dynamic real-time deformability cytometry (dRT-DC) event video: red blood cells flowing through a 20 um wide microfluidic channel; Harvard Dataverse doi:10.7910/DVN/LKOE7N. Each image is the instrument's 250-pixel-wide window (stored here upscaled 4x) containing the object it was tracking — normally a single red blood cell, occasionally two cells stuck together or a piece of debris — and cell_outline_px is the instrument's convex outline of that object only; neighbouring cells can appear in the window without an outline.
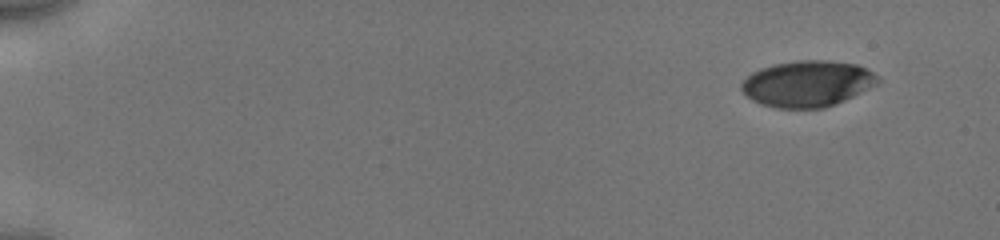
{"species": "human", "species_latin": "Homo sapiens", "temperature_condition": "cold", "stored_images_in_passage": 50, "camera_frame_rate_fps": 3000, "um_per_image_px": 0.085, "donor": {"sex": "male"}, "frame": {"image": 1, "passage_image": 1, "time_ms": 0.0, "image_size_px": [1000, 240], "cell_outline_px": [[880, 80], [876, 84], [844, 100], [824, 108], [776, 108], [760, 104], [752, 100], [740, 88], [740, 84], [752, 72], [760, 68], [772, 64], [796, 60], [828, 60], [856, 64], [868, 68]], "centroid_in_image_um": [68.6, 7.1], "position_along_channel_um": 16.4, "area_um2": 36.59}}
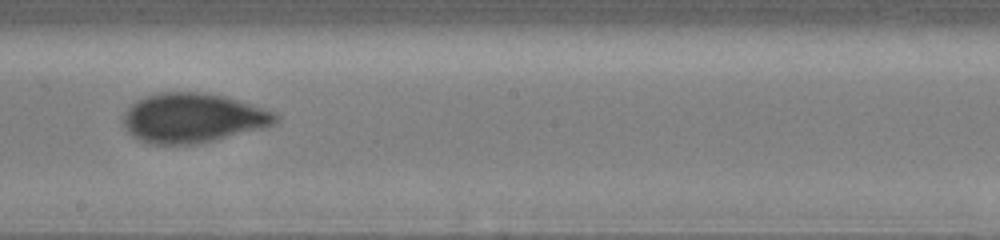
{"frame": {"image": 2, "passage_image": 29, "time_ms": 9.333, "image_size_px": [1000, 240], "cell_outline_px": [[280, 120], [264, 128], [212, 140], [192, 144], [152, 144], [140, 140], [132, 136], [128, 132], [120, 120], [124, 112], [136, 100], [160, 92], [204, 92], [224, 96], [276, 112], [280, 116]], "centroid_in_image_um": [16.37, 10.02], "position_along_channel_um": 231.8, "area_um2": 43.87}}
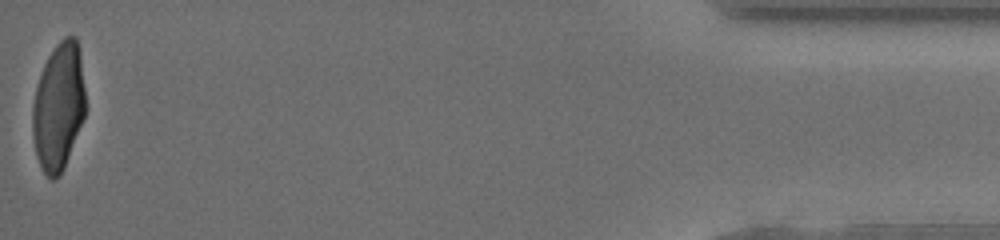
{"frame": {"image": 3, "passage_image": 50, "time_ms": 16.333, "image_size_px": [1000, 240], "cell_outline_px": [[84, 116], [64, 168], [60, 176], [52, 180], [44, 172], [36, 156], [32, 136], [32, 104], [36, 88], [44, 64], [48, 56], [56, 44], [64, 36], [76, 36], [80, 52], [84, 88]], "centroid_in_image_um": [4.96, 9.05], "position_along_channel_um": 430.2, "area_um2": 39.13}, "authors_computed_cell_mechanics": {"area_um2": 40.4889, "velocity_mm_per_s": 3.9559, "shape_relaxation_time_tau1_ms": 4.1699, "shape_relaxation_time_tau2_ms": 0.9449, "deformation_change_tau1": 0.1669, "deformation_change_tau2": 0.0591}}